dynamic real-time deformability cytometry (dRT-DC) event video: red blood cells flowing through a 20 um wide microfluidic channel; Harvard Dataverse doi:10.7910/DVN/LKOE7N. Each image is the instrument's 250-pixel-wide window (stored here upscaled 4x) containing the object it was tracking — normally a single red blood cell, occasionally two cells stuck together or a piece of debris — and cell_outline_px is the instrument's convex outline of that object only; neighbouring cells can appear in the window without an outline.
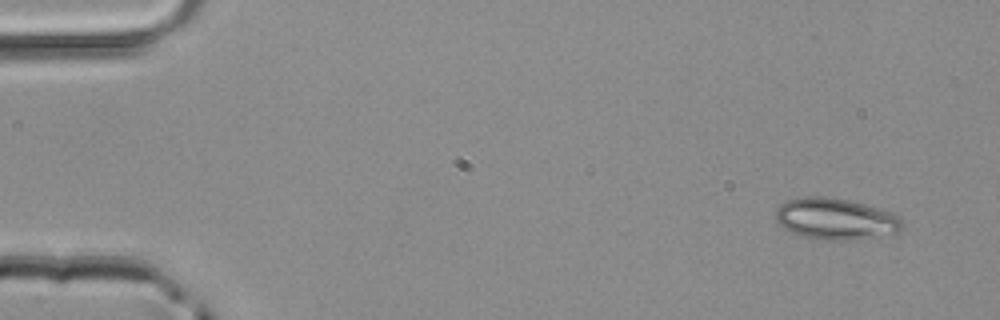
{"species": "common noctule bat (a hibernating species)", "species_latin": "Nyctalus noctula", "temperature_condition": "room temperature", "stored_images_in_passage": 3, "camera_frame_rate_fps": 3000, "um_per_image_px": 0.085, "animal": {"sex": "male", "body_mass_g": 20.4}, "frame": {"image": 1, "passage_image": 1, "time_ms": 0.0, "image_size_px": [1000, 320], "cell_outline_px": [[904, 224], [900, 232], [856, 240], [824, 240], [800, 236], [784, 228], [776, 220], [776, 208], [780, 204], [788, 200], [804, 196], [824, 196], [848, 200], [864, 204], [900, 216]], "centroid_in_image_um": [71.02, 18.61], "position_along_channel_um": 14.0, "area_um2": 30.63}}